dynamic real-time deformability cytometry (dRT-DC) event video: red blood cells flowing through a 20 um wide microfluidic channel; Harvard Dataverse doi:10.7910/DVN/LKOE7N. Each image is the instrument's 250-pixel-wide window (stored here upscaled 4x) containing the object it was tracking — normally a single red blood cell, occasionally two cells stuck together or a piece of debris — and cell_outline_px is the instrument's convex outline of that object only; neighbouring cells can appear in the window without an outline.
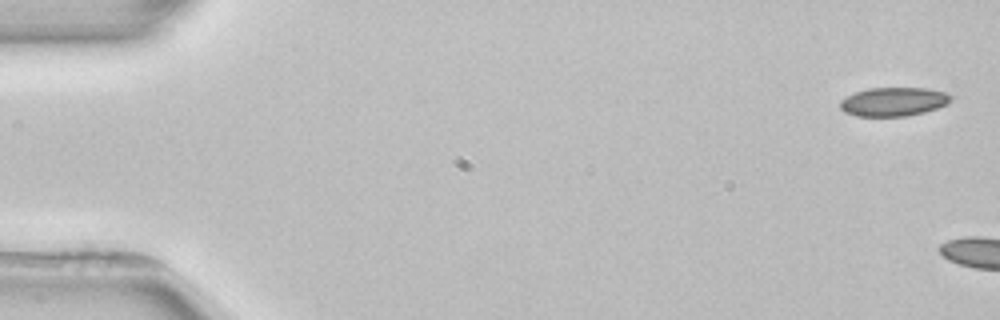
{"species": "common noctule bat (a hibernating species)", "species_latin": "Nyctalus noctula", "temperature_condition": "room temperature", "stored_images_in_passage": 5, "camera_frame_rate_fps": 3000, "um_per_image_px": 0.085, "animal": {"sex": "female", "body_mass_g": 22.7, "forearm_length_mm": 54.2}, "frame": {"image": 1, "passage_image": 1, "time_ms": 0.0, "image_size_px": [1000, 320], "cell_outline_px": [[952, 100], [948, 104], [924, 112], [908, 116], [860, 116], [844, 112], [840, 108], [840, 100], [856, 92], [868, 88], [928, 88], [944, 92], [952, 96]], "centroid_in_image_um": [75.97, 8.64], "position_along_channel_um": 9.0, "area_um2": 18.55}}
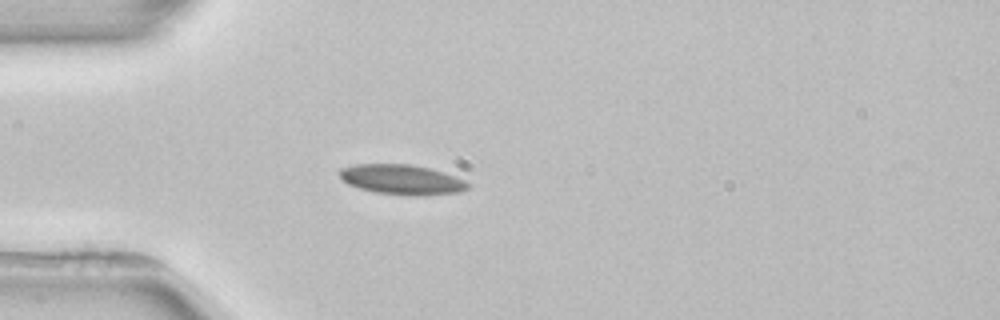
{"frame": {"image": 2, "passage_image": 5, "time_ms": 6.0, "image_size_px": [1000, 320], "cell_outline_px": [[472, 184], [468, 188], [460, 192], [416, 196], [408, 196], [376, 192], [360, 188], [348, 184], [336, 172], [340, 168], [356, 164], [408, 164], [428, 168], [444, 172], [456, 176]], "centroid_in_image_um": [34.16, 15.26], "position_along_channel_um": 50.8, "area_um2": 22.48}}